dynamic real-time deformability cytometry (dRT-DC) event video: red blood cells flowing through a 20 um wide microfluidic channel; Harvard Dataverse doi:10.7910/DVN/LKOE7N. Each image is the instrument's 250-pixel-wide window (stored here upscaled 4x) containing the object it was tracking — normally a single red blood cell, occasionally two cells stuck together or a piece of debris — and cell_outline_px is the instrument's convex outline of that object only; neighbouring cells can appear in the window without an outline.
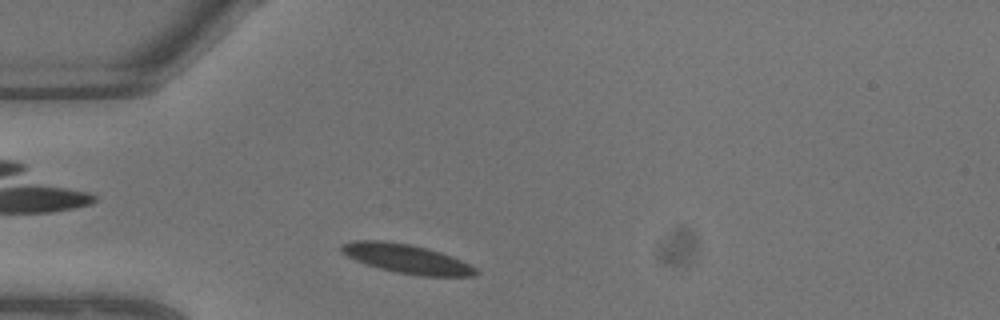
{"species": "common noctule bat (a hibernating species)", "species_latin": "Nyctalus noctula", "temperature_condition": "warm", "stored_images_in_passage": 3, "camera_frame_rate_fps": 3000, "um_per_image_px": 0.085, "animal": {"sex": "male", "body_mass_g": 13.3}, "frame": {"image": 1, "passage_image": 1, "time_ms": 0.0, "image_size_px": [1000, 320], "cell_outline_px": [[480, 272], [476, 276], [420, 276], [396, 272], [380, 268], [356, 260], [340, 252], [340, 248], [344, 244], [352, 240], [380, 240], [408, 244], [428, 248], [452, 256], [476, 268]], "centroid_in_image_um": [34.59, 21.99], "position_along_channel_um": 50.4, "area_um2": 22.6}}
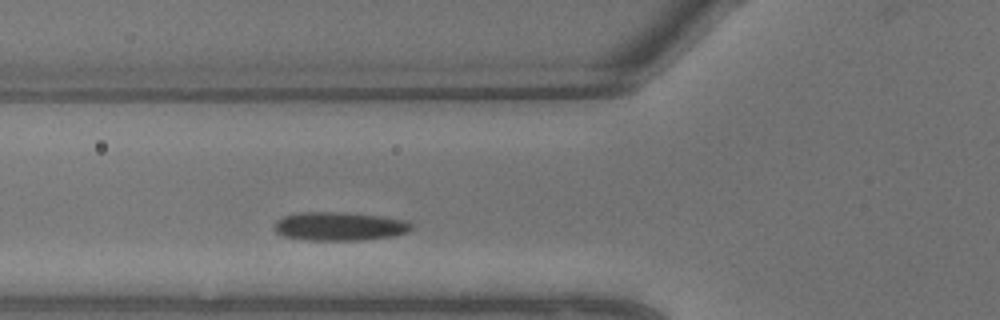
{"frame": {"image": 2, "passage_image": 3, "time_ms": 0.667, "image_size_px": [1000, 320], "cell_outline_px": [[412, 228], [408, 232], [392, 236], [364, 240], [304, 240], [284, 236], [276, 232], [272, 228], [272, 224], [276, 220], [284, 216], [300, 212], [348, 212], [380, 216], [408, 220], [412, 224]], "centroid_in_image_um": [28.83, 19.23], "position_along_channel_um": 97.0, "area_um2": 23.18}}